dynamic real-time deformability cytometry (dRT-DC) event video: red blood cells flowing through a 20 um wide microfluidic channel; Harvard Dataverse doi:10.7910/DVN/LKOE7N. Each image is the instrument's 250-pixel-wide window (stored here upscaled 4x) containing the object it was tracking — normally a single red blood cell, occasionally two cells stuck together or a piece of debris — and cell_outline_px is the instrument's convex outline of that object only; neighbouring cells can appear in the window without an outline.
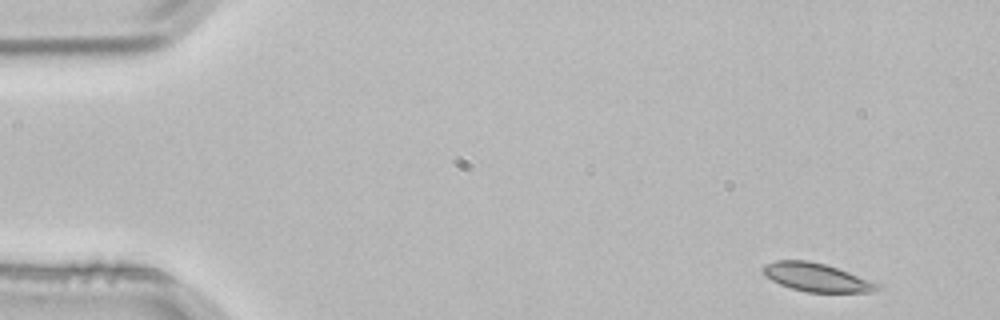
{"species": "common noctule bat (a hibernating species)", "species_latin": "Nyctalus noctula", "temperature_condition": "room temperature", "stored_images_in_passage": 4, "segment_of_instrument_passage": [1, 2], "camera_frame_rate_fps": 3000, "um_per_image_px": 0.085, "animal": {"sex": "male", "body_mass_g": 21.5, "forearm_length_mm": 52.0}, "frame": {"image": 1, "passage_image": 1, "time_ms": 0.0, "image_size_px": [1000, 320], "cell_outline_px": [[880, 288], [872, 292], [808, 292], [792, 288], [780, 284], [764, 276], [760, 268], [764, 264], [776, 260], [808, 260], [824, 264], [848, 272], [880, 284]], "centroid_in_image_um": [69.35, 23.57], "position_along_channel_um": 15.7, "area_um2": 18.79}}